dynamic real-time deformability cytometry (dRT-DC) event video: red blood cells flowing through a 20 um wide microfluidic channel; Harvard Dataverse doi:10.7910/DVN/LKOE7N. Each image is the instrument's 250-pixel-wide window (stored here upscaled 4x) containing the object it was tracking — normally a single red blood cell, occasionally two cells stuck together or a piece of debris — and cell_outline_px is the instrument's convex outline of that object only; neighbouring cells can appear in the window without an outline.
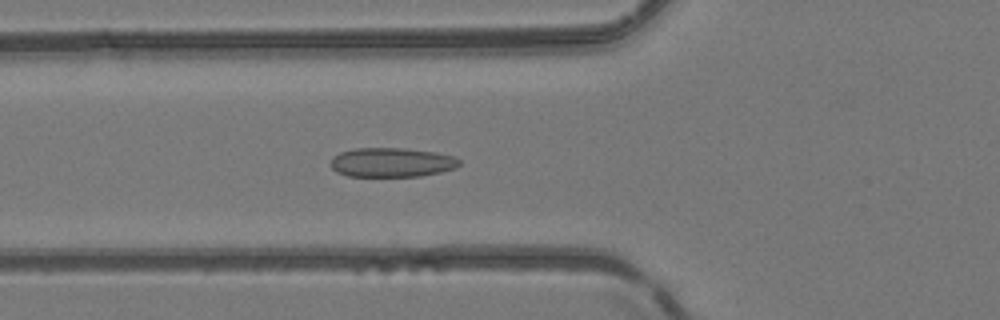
{"species": "common noctule bat (a hibernating species)", "species_latin": "Nyctalus noctula", "temperature_condition": "room temperature", "stored_images_in_passage": 51, "camera_frame_rate_fps": 3000, "um_per_image_px": 0.085, "animal": {"sex": "female", "body_mass_g": 24.6, "forearm_length_mm": 56.2}, "frame": {"image": 1, "passage_image": 19, "time_ms": 6.0, "image_size_px": [1000, 320], "cell_outline_px": [[460, 164], [456, 168], [440, 172], [420, 176], [348, 176], [336, 172], [332, 168], [332, 156], [340, 152], [356, 148], [404, 148], [436, 152], [452, 156], [460, 160]], "centroid_in_image_um": [33.29, 13.8], "position_along_channel_um": 92.5, "area_um2": 21.96}}
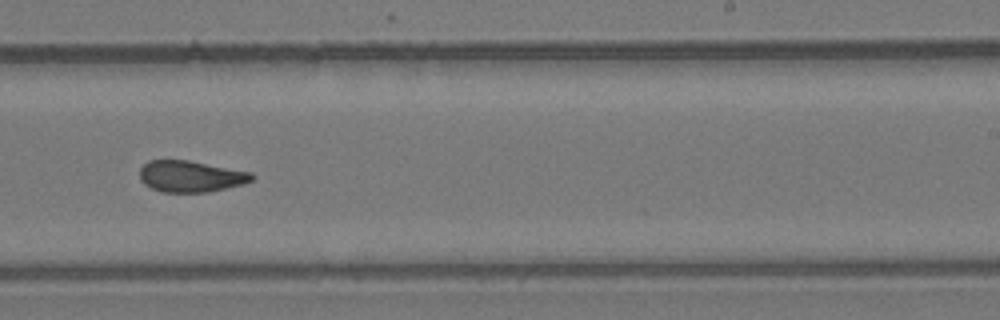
{"frame": {"image": 2, "passage_image": 32, "time_ms": 10.333, "image_size_px": [1000, 320], "cell_outline_px": [[256, 176], [252, 180], [244, 184], [208, 192], [160, 192], [144, 184], [140, 180], [140, 168], [148, 160], [188, 160], [252, 172]], "centroid_in_image_um": [16.22, 14.99], "position_along_channel_um": 272.8, "area_um2": 20.63}}
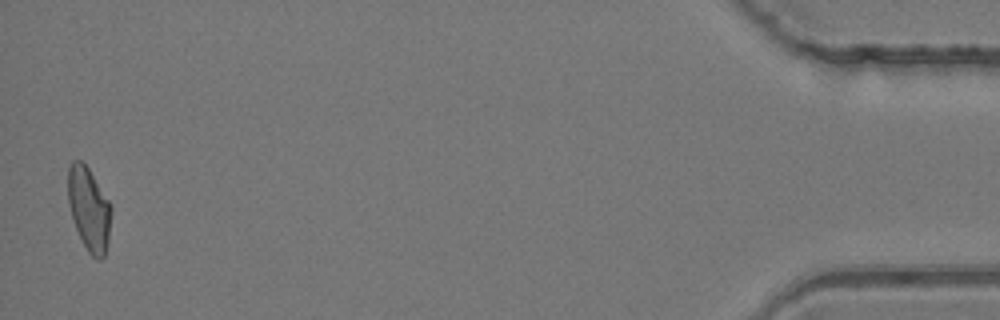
{"frame": {"image": 3, "passage_image": 50, "time_ms": 16.333, "image_size_px": [1000, 320], "cell_outline_px": [[112, 208], [108, 244], [104, 256], [100, 260], [96, 260], [88, 252], [76, 228], [68, 204], [68, 168], [72, 160], [80, 160], [88, 168], [112, 204]], "centroid_in_image_um": [7.58, 17.77], "position_along_channel_um": 427.6, "area_um2": 21.1}, "authors_computed_cell_mechanics": {"area_um2": 21.3282, "velocity_mm_per_s": 4.1508, "shape_relaxation_time_tau1_ms": null, "shape_relaxation_time_tau2_ms": 1.6952, "deformation_change_tau1": null, "deformation_change_tau2": 0.0803}}